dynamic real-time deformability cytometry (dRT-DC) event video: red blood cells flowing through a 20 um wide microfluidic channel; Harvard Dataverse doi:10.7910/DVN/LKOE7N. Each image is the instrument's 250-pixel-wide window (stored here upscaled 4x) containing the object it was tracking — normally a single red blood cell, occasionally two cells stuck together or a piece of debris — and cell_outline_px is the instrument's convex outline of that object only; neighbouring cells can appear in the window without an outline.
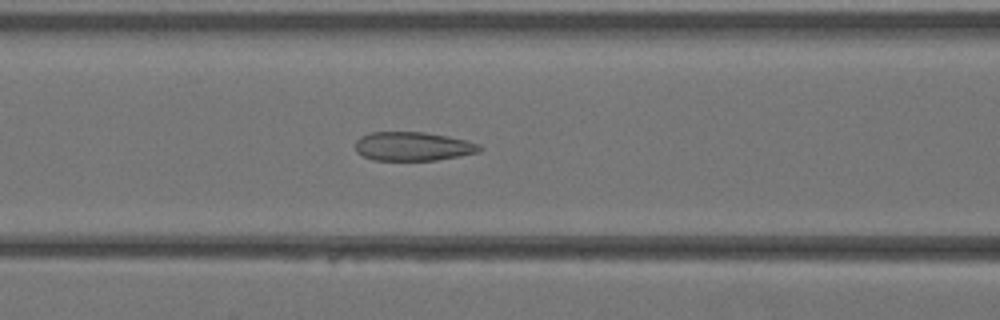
{"species": "Egyptian fruit bat (a non-hibernating species)", "species_latin": "Rousettus aegyptiacus", "temperature_condition": "warm", "stored_images_in_passage": 30, "camera_frame_rate_fps": 3000, "um_per_image_px": 0.085, "animal": {"sex": "female"}, "frame": {"image": 1, "passage_image": 8, "time_ms": 2.333, "image_size_px": [1000, 320], "cell_outline_px": [[484, 148], [480, 152], [436, 160], [372, 160], [356, 152], [356, 140], [360, 136], [372, 132], [424, 132], [448, 136], [480, 144]], "centroid_in_image_um": [35.11, 12.44], "position_along_channel_um": 131.5, "area_um2": 20.92}}
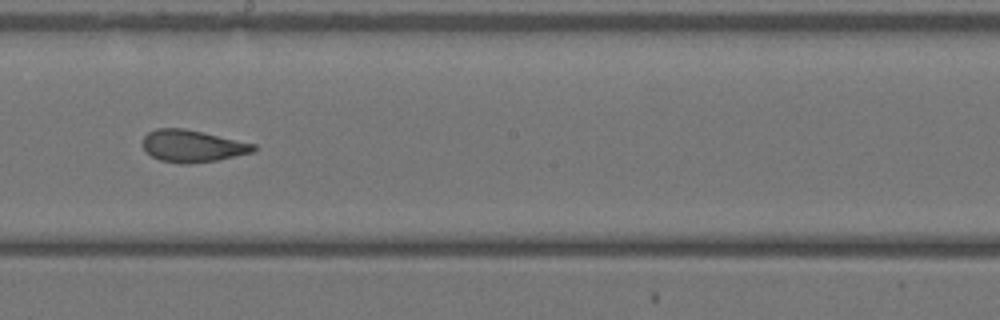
{"frame": {"image": 2, "passage_image": 14, "time_ms": 4.333, "image_size_px": [1000, 320], "cell_outline_px": [[256, 148], [252, 152], [216, 160], [188, 164], [180, 164], [160, 160], [152, 156], [144, 148], [144, 136], [148, 132], [156, 128], [184, 128], [204, 132], [256, 144]], "centroid_in_image_um": [16.35, 12.4], "position_along_channel_um": 231.8, "area_um2": 20.58}}
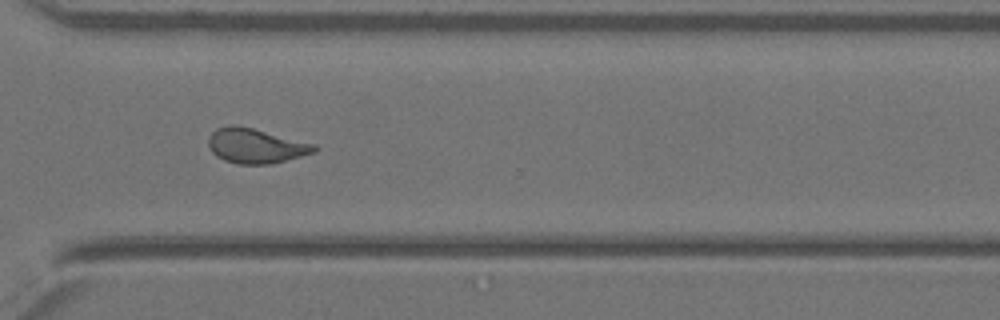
{"frame": {"image": 3, "passage_image": 21, "time_ms": 6.667, "image_size_px": [1000, 320], "cell_outline_px": [[320, 148], [316, 152], [272, 164], [236, 164], [224, 160], [216, 156], [212, 152], [208, 144], [208, 136], [216, 128], [228, 124], [236, 124], [316, 144]], "centroid_in_image_um": [21.73, 12.39], "position_along_channel_um": 348.9, "area_um2": 21.73}}